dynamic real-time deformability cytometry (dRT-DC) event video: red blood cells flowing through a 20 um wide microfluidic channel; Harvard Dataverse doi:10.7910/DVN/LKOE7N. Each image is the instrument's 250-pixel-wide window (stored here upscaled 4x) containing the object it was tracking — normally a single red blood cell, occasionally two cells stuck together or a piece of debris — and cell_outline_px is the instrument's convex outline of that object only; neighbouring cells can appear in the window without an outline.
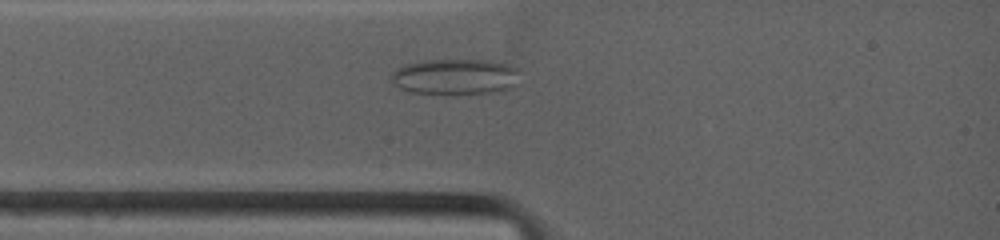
{"species": "common noctule bat (a hibernating species)", "species_latin": "Nyctalus noctula", "temperature_condition": "warm", "stored_images_in_passage": 17, "camera_frame_rate_fps": 4500, "um_per_image_px": 0.085, "animal": {"sex": "female", "body_mass_g": 19.0, "forearm_length_mm": 53.3}, "frame": {"image": 1, "passage_image": 13, "time_ms": 2.0, "image_size_px": [1000, 240], "cell_outline_px": [[520, 68], [516, 84], [508, 88], [492, 92], [408, 92], [392, 84], [388, 80], [388, 76], [396, 68], [404, 64], [424, 60], [488, 60], [508, 64]], "centroid_in_image_um": [38.63, 6.48], "position_along_channel_um": 46.4, "area_um2": 26.59}}